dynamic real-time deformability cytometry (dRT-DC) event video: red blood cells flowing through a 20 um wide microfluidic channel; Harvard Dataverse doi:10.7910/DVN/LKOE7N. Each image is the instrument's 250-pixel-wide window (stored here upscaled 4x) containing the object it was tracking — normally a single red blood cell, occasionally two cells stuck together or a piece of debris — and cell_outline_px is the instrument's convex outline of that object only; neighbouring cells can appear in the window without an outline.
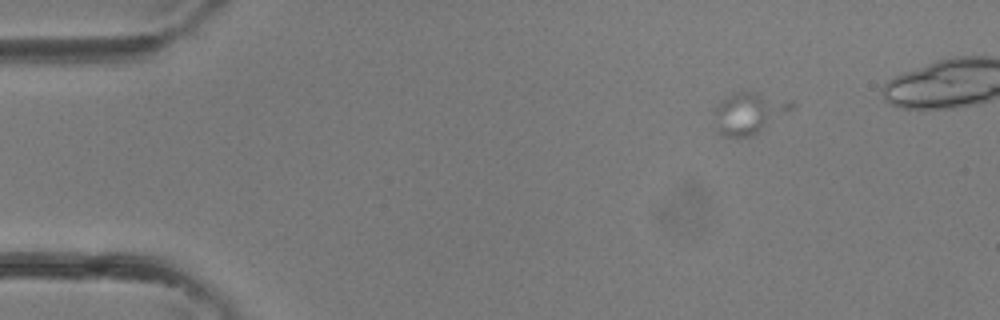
{"species": "common noctule bat (a hibernating species)", "species_latin": "Nyctalus noctula", "temperature_condition": "room temperature", "stored_images_in_passage": 2, "camera_frame_rate_fps": 3000, "um_per_image_px": 0.085, "animal": {"sex": "female"}, "frame": {"image": 1, "passage_image": 1, "time_ms": 0.0, "image_size_px": [1000, 320], "cell_outline_px": [[792, 108], [760, 132], [752, 136], [724, 136], [716, 128], [716, 104], [724, 96], [732, 92], [756, 92], [792, 100]], "centroid_in_image_um": [63.65, 9.59], "position_along_channel_um": 21.4, "area_um2": 18.5}}